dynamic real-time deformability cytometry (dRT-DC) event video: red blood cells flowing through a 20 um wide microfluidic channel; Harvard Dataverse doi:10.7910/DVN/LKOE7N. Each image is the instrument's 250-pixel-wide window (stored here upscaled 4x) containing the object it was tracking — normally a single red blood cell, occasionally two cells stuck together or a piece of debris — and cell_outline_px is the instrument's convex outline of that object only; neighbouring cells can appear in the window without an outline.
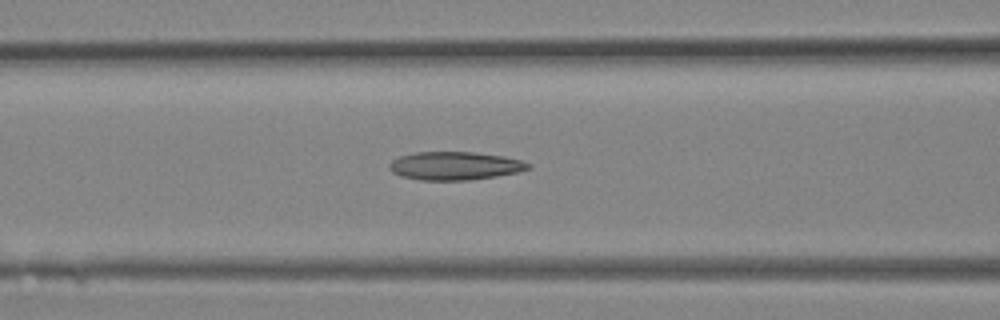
{"species": "Egyptian fruit bat (a non-hibernating species)", "species_latin": "Rousettus aegyptiacus", "temperature_condition": "room temperature", "stored_images_in_passage": 15, "camera_frame_rate_fps": 3000, "um_per_image_px": 0.085, "animal": {"sex": "female"}, "frame": {"image": 1, "passage_image": 11, "time_ms": 3.333, "image_size_px": [1000, 320], "cell_outline_px": [[532, 168], [520, 172], [496, 176], [468, 180], [420, 180], [400, 176], [392, 172], [388, 168], [388, 164], [392, 160], [400, 156], [416, 152], [476, 152], [504, 156], [520, 160], [532, 164]], "centroid_in_image_um": [38.68, 14.09], "position_along_channel_um": 127.9, "area_um2": 23.06}}
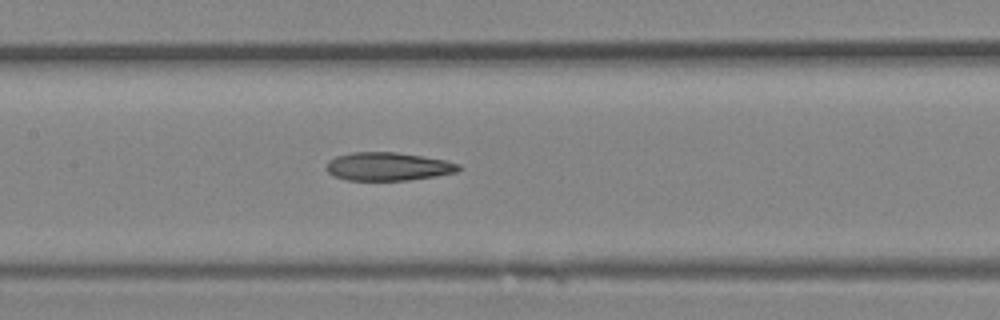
{"frame": {"image": 2, "passage_image": 13, "time_ms": 4.0, "image_size_px": [1000, 320], "cell_outline_px": [[460, 168], [456, 172], [436, 176], [408, 180], [348, 180], [332, 176], [324, 168], [328, 160], [336, 156], [352, 152], [396, 152], [444, 160], [460, 164]], "centroid_in_image_um": [32.92, 14.15], "position_along_channel_um": 174.5, "area_um2": 21.79}}
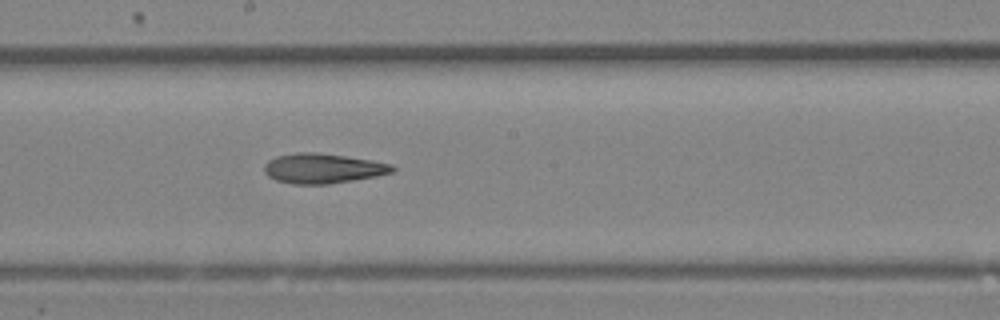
{"frame": {"image": 3, "passage_image": 15, "time_ms": 4.667, "image_size_px": [1000, 320], "cell_outline_px": [[396, 168], [392, 172], [376, 176], [328, 184], [292, 184], [276, 180], [268, 176], [264, 172], [264, 164], [268, 160], [276, 156], [296, 152], [316, 152], [372, 160], [392, 164]], "centroid_in_image_um": [27.41, 14.31], "position_along_channel_um": 220.8, "area_um2": 22.31}}